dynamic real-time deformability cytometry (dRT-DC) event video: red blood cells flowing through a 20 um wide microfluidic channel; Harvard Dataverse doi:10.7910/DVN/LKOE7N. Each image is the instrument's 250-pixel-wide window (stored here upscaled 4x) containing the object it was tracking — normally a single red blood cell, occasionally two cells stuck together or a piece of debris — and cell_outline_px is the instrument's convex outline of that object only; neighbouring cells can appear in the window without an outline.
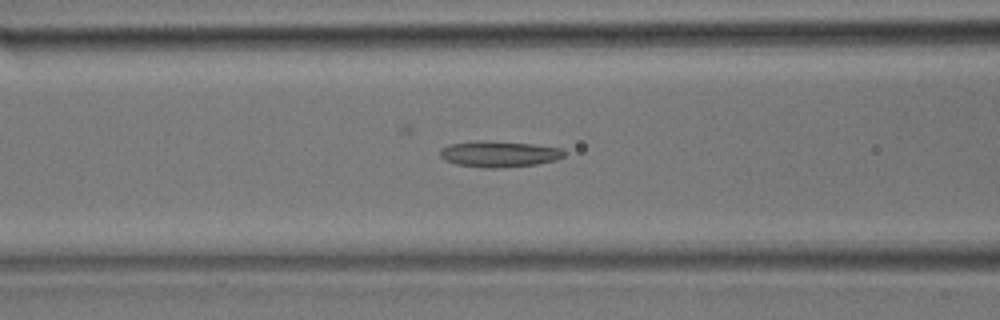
{"species": "common noctule bat (a hibernating species)", "species_latin": "Nyctalus noctula", "temperature_condition": "room temperature", "stored_images_in_passage": 29, "camera_frame_rate_fps": 3000, "um_per_image_px": 0.085, "animal": {"sex": "male", "body_mass_g": 17.9}, "frame": {"image": 1, "passage_image": 9, "time_ms": 2.667, "image_size_px": [1000, 320], "cell_outline_px": [[564, 156], [556, 160], [536, 164], [504, 168], [480, 168], [456, 164], [444, 160], [440, 156], [440, 148], [448, 144], [476, 140], [484, 140], [532, 144], [564, 148]], "centroid_in_image_um": [42.39, 13.09], "position_along_channel_um": 124.2, "area_um2": 19.19}}
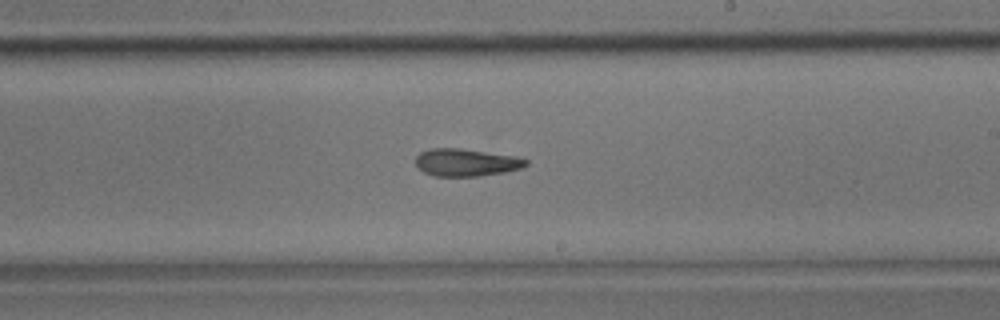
{"frame": {"image": 2, "passage_image": 15, "time_ms": 4.667, "image_size_px": [1000, 320], "cell_outline_px": [[528, 164], [520, 168], [504, 172], [480, 176], [436, 176], [424, 172], [416, 164], [416, 156], [420, 152], [428, 148], [460, 148], [516, 156], [528, 160]], "centroid_in_image_um": [39.62, 13.8], "position_along_channel_um": 249.4, "area_um2": 17.63}}
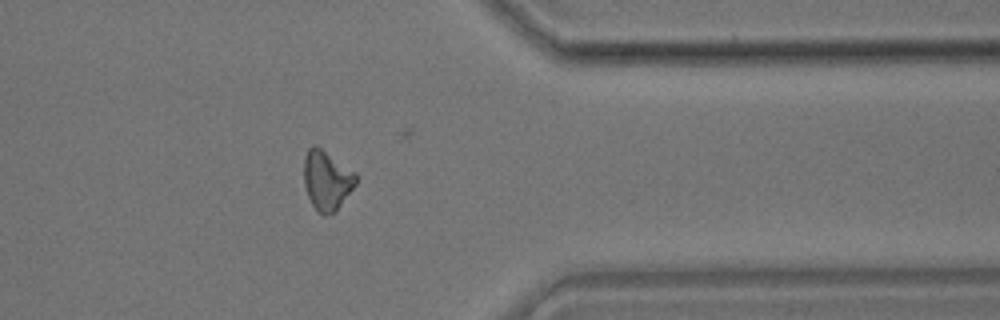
{"frame": {"image": 3, "passage_image": 22, "time_ms": 7.0, "image_size_px": [1000, 320], "cell_outline_px": [[356, 184], [336, 212], [324, 216], [316, 212], [308, 196], [304, 184], [304, 156], [308, 148], [312, 144], [316, 144], [356, 172]], "centroid_in_image_um": [27.77, 15.32], "position_along_channel_um": 383.6, "area_um2": 18.38}}